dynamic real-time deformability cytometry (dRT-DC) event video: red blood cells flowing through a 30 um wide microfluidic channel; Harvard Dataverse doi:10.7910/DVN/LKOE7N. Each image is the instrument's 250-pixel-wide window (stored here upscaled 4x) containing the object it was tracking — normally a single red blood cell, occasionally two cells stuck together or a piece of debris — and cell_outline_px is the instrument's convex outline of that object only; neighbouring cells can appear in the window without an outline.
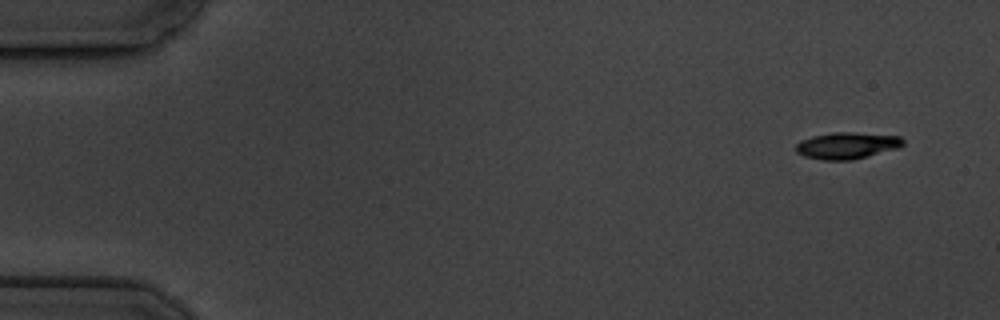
{"species": "common noctule bat (a hibernating species)", "species_latin": "Nyctalus noctula", "temperature_condition": "cold", "stored_images_in_passage": 5, "camera_frame_rate_fps": 3000, "um_per_image_px": 0.085, "animal": {"sex": "male", "body_mass_g": 19.5, "forearm_length_mm": 54.6}, "frame": {"image": 1, "passage_image": 1, "time_ms": 0.0, "image_size_px": [1000, 320], "cell_outline_px": [[904, 144], [900, 148], [852, 160], [824, 160], [804, 156], [796, 152], [796, 144], [800, 140], [812, 136], [836, 132], [852, 132], [900, 136], [904, 140]], "centroid_in_image_um": [72.01, 12.37], "position_along_channel_um": 13.0, "area_um2": 16.7}}
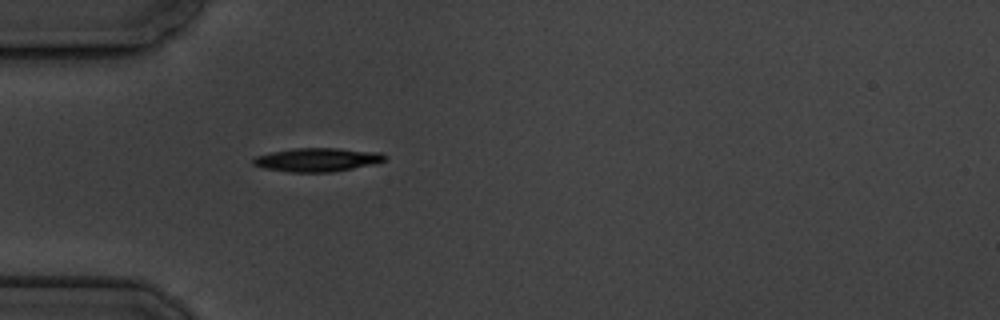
{"frame": {"image": 2, "passage_image": 5, "time_ms": 4.667, "image_size_px": [1000, 320], "cell_outline_px": [[388, 156], [384, 160], [376, 164], [332, 172], [288, 172], [264, 168], [252, 164], [252, 160], [256, 156], [272, 152], [296, 148], [336, 148], [380, 152]], "centroid_in_image_um": [27.0, 13.58], "position_along_channel_um": 58.0, "area_um2": 18.15}}